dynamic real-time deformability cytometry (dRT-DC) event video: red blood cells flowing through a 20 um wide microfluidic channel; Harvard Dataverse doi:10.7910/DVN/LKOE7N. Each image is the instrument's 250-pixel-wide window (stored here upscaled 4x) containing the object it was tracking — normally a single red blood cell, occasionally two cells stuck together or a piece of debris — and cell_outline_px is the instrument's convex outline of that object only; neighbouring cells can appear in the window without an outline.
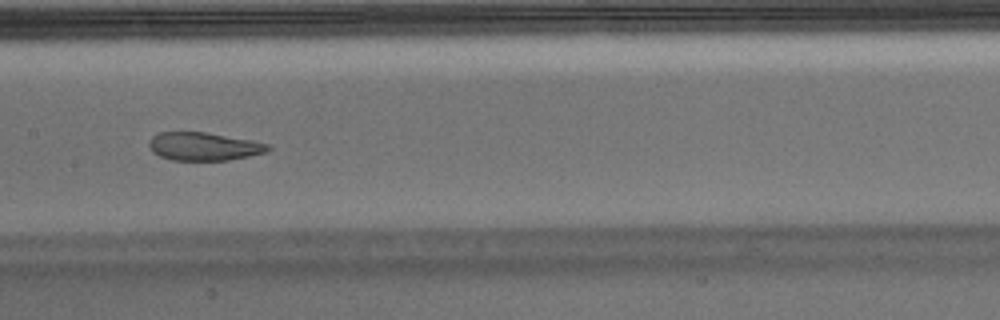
{"species": "Egyptian fruit bat (a non-hibernating species)", "species_latin": "Rousettus aegyptiacus", "temperature_condition": "warm", "stored_images_in_passage": 52, "camera_frame_rate_fps": 3000, "um_per_image_px": 0.085, "animal": {"sex": "male"}, "frame": {"image": 1, "passage_image": 25, "time_ms": 8.0, "image_size_px": [1000, 320], "cell_outline_px": [[272, 148], [268, 152], [228, 160], [172, 160], [160, 156], [152, 152], [148, 144], [148, 140], [152, 136], [160, 132], [204, 132], [252, 140], [272, 144]], "centroid_in_image_um": [17.35, 12.44], "position_along_channel_um": 190.1, "area_um2": 19.65}}
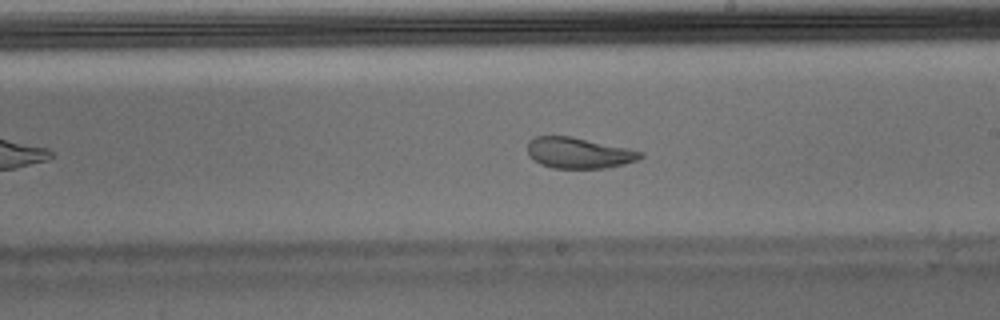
{"frame": {"image": 2, "passage_image": 29, "time_ms": 9.333, "image_size_px": [1000, 320], "cell_outline_px": [[644, 156], [636, 160], [624, 164], [608, 168], [552, 168], [540, 164], [532, 160], [528, 156], [528, 140], [536, 136], [572, 136], [628, 148], [644, 152]], "centroid_in_image_um": [49.18, 13.0], "position_along_channel_um": 239.8, "area_um2": 20.52}}
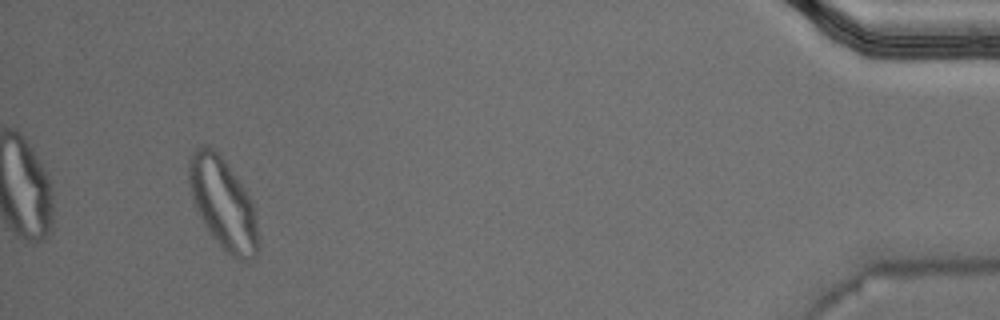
{"frame": {"image": 3, "passage_image": 49, "time_ms": 16.0, "image_size_px": [1000, 320], "cell_outline_px": [[256, 256], [248, 260], [240, 260], [232, 256], [212, 236], [196, 212], [192, 200], [188, 180], [188, 160], [192, 152], [200, 144], [208, 144], [224, 160], [244, 188], [252, 200], [256, 216]], "centroid_in_image_um": [18.9, 17.25], "position_along_channel_um": 416.3, "area_um2": 36.41}, "authors_computed_cell_mechanics": {"area_um2": 22.7443, "velocity_mm_per_s": 3.743, "shape_relaxation_time_tau1_ms": 10.4793, "shape_relaxation_time_tau2_ms": 0.823, "deformation_change_tau1": 0.2966, "deformation_change_tau2": 0.0672}}